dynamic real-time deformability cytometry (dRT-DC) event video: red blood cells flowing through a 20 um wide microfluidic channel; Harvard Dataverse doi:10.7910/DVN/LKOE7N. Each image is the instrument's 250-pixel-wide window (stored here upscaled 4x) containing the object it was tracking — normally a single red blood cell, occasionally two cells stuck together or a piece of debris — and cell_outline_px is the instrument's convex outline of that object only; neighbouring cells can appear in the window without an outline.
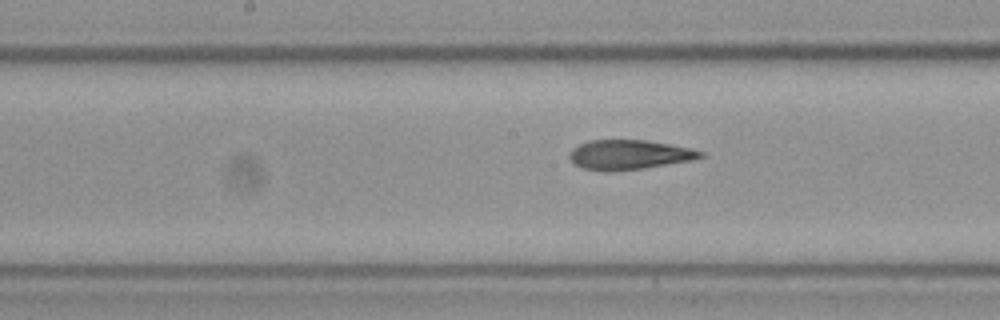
{"species": "Egyptian fruit bat (a non-hibernating species)", "species_latin": "Rousettus aegyptiacus", "temperature_condition": "cold", "stored_images_in_passage": 7, "camera_frame_rate_fps": 3000, "um_per_image_px": 0.085, "frame": {"image": 1, "passage_image": 7, "time_ms": 2.0, "image_size_px": [1000, 320], "cell_outline_px": [[704, 156], [692, 160], [644, 168], [612, 172], [604, 172], [580, 168], [572, 164], [568, 156], [568, 152], [572, 148], [588, 140], [644, 140], [692, 148], [704, 152]], "centroid_in_image_um": [53.4, 13.16], "position_along_channel_um": 194.8, "area_um2": 22.95}}